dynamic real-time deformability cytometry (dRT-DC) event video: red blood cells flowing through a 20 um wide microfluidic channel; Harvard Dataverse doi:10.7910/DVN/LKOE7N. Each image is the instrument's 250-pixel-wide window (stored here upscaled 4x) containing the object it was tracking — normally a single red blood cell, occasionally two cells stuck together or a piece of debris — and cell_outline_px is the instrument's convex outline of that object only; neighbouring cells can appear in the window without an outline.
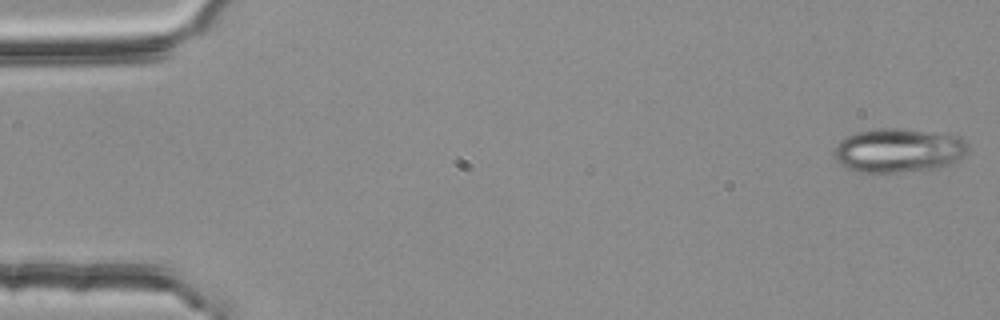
{"species": "common noctule bat (a hibernating species)", "species_latin": "Nyctalus noctula", "temperature_condition": "room temperature", "stored_images_in_passage": 4, "camera_frame_rate_fps": 3000, "um_per_image_px": 0.085, "animal": {"sex": "female", "body_mass_g": 25.1}, "frame": {"image": 1, "passage_image": 1, "time_ms": 0.0, "image_size_px": [1000, 320], "cell_outline_px": [[968, 152], [956, 160], [948, 164], [936, 168], [872, 176], [856, 172], [840, 164], [832, 156], [832, 152], [836, 144], [844, 136], [856, 132], [876, 128], [892, 128], [960, 136], [968, 144]], "centroid_in_image_um": [76.26, 12.82], "position_along_channel_um": 8.7, "area_um2": 35.08}}